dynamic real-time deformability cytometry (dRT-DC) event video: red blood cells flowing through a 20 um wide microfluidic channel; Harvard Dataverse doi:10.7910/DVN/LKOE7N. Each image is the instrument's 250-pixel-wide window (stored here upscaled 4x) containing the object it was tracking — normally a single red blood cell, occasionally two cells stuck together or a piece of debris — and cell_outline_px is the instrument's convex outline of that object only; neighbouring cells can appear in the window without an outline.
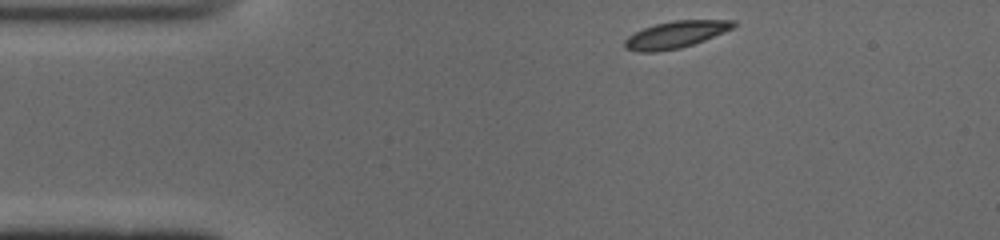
{"species": "common noctule bat (a hibernating species)", "species_latin": "Nyctalus noctula", "temperature_condition": "cold", "stored_images_in_passage": 44, "camera_frame_rate_fps": 3000, "um_per_image_px": 0.085, "animal": {"sex": "male", "body_mass_g": 19.0, "forearm_length_mm": 50.8}, "frame": {"image": 1, "passage_image": 1, "time_ms": 0.0, "image_size_px": [1000, 240], "cell_outline_px": [[736, 24], [732, 28], [692, 44], [676, 48], [648, 52], [628, 48], [624, 44], [624, 40], [628, 36], [644, 28], [656, 24], [676, 20], [732, 20]], "centroid_in_image_um": [57.43, 2.91], "position_along_channel_um": 27.6, "area_um2": 16.18}}
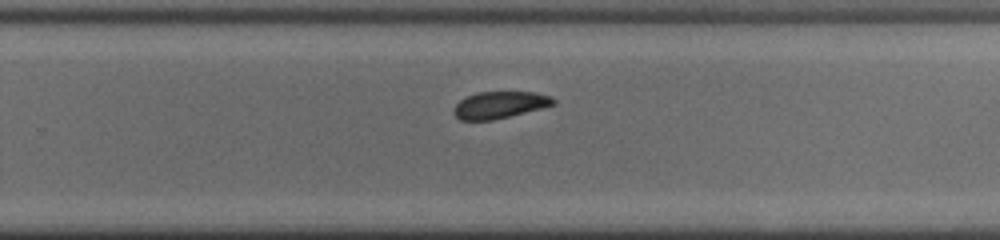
{"frame": {"image": 2, "passage_image": 25, "time_ms": 8.0, "image_size_px": [1000, 240], "cell_outline_px": [[556, 100], [552, 104], [540, 108], [492, 120], [460, 120], [456, 116], [456, 104], [460, 100], [468, 96], [480, 92], [532, 92], [548, 96]], "centroid_in_image_um": [42.45, 8.91], "position_along_channel_um": 287.3, "area_um2": 14.97}}
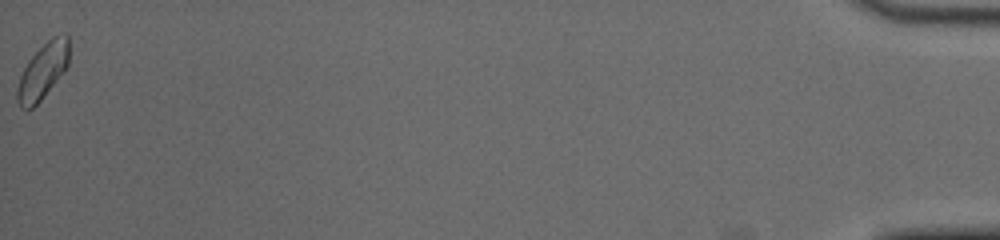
{"frame": {"image": 3, "passage_image": 44, "time_ms": 14.333, "image_size_px": [1000, 240], "cell_outline_px": [[68, 64], [40, 100], [32, 108], [24, 108], [20, 104], [16, 96], [16, 92], [20, 76], [28, 60], [52, 36], [68, 36]], "centroid_in_image_um": [3.61, 6.03], "position_along_channel_um": 431.6, "area_um2": 15.95}, "authors_computed_cell_mechanics": {"area_um2": 15.606, "velocity_mm_per_s": 3.8998, "shape_relaxation_time_tau1_ms": 3.0587, "shape_relaxation_time_tau2_ms": 4.4667, "deformation_change_tau1": 0.0921, "deformation_change_tau2": 0.0797}}